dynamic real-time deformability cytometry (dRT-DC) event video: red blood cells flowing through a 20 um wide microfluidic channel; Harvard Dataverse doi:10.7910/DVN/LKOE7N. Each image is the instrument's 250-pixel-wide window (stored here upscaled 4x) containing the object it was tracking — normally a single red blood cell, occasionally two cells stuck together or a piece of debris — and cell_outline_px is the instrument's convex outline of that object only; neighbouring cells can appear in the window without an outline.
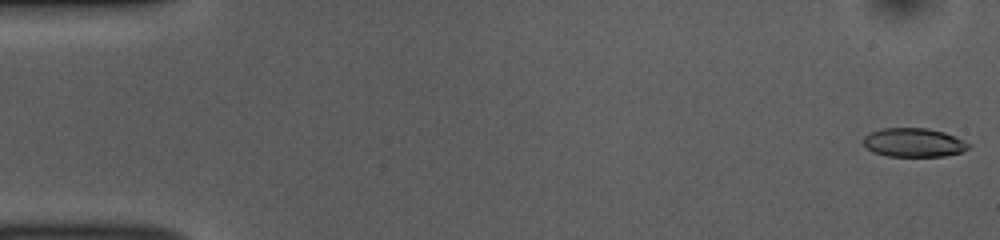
{"species": "common noctule bat (a hibernating species)", "species_latin": "Nyctalus noctula", "temperature_condition": "room temperature", "stored_images_in_passage": 52, "camera_frame_rate_fps": 3000, "um_per_image_px": 0.085, "animal": {"sex": "female", "body_mass_g": 10.0, "forearm_length_mm": 53.1}, "frame": {"image": 1, "passage_image": 1, "time_ms": 0.0, "image_size_px": [1000, 240], "cell_outline_px": [[972, 144], [968, 148], [960, 152], [944, 156], [888, 156], [872, 152], [864, 144], [864, 136], [880, 128], [928, 128], [944, 132]], "centroid_in_image_um": [77.66, 12.11], "position_along_channel_um": 7.3, "area_um2": 17.57}}
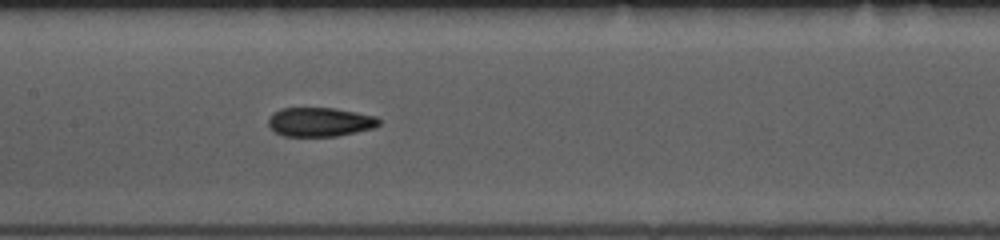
{"frame": {"image": 2, "passage_image": 25, "time_ms": 8.0, "image_size_px": [1000, 240], "cell_outline_px": [[380, 124], [372, 128], [356, 132], [336, 136], [284, 136], [276, 132], [268, 124], [268, 116], [272, 112], [280, 108], [336, 108], [376, 116], [380, 120]], "centroid_in_image_um": [27.17, 10.36], "position_along_channel_um": 180.2, "area_um2": 18.79}}
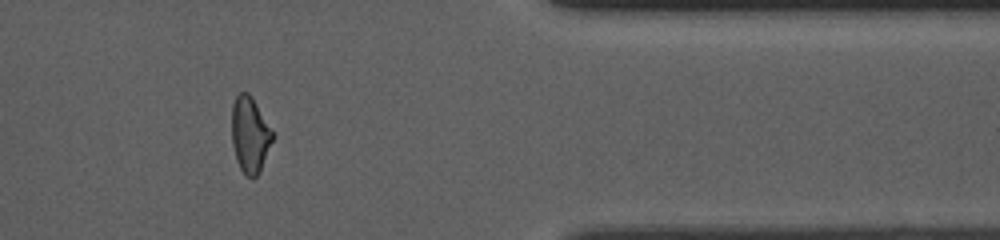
{"frame": {"image": 3, "passage_image": 43, "time_ms": 14.0, "image_size_px": [1000, 240], "cell_outline_px": [[276, 136], [260, 172], [252, 180], [240, 168], [236, 160], [232, 144], [232, 104], [236, 96], [240, 92], [248, 92], [252, 96]], "centroid_in_image_um": [21.27, 11.46], "position_along_channel_um": 390.1, "area_um2": 18.44}, "authors_computed_cell_mechanics": {"area_um2": 18.785, "velocity_mm_per_s": 3.8555, "shape_relaxation_time_tau1_ms": 8.2629, "shape_relaxation_time_tau2_ms": 2.7659, "deformation_change_tau1": 0.2311, "deformation_change_tau2": 0.1105}}